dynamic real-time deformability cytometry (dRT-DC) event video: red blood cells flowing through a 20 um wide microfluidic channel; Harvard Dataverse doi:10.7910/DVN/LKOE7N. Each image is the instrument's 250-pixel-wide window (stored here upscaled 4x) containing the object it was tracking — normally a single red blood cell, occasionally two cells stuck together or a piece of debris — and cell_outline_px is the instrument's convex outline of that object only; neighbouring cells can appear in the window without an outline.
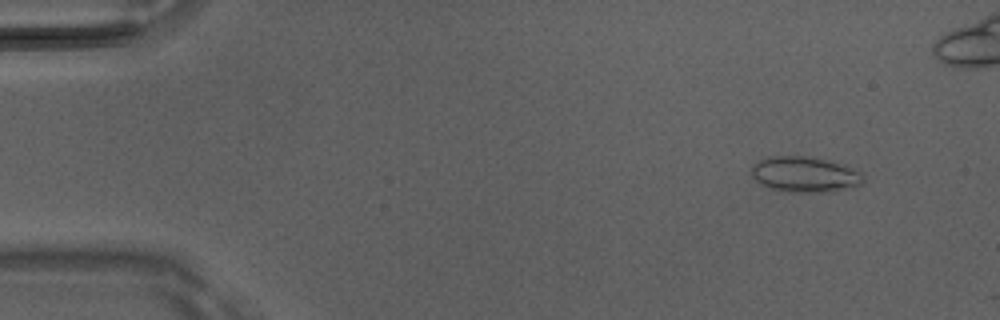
{"species": "Egyptian fruit bat (a non-hibernating species)", "species_latin": "Rousettus aegyptiacus", "temperature_condition": "room temperature", "stored_images_in_passage": 8, "camera_frame_rate_fps": 3000, "um_per_image_px": 0.085, "animal": {"sex": "male"}, "frame": {"image": 1, "passage_image": 1, "time_ms": 0.0, "image_size_px": [1000, 320], "cell_outline_px": [[864, 184], [856, 188], [832, 192], [788, 192], [768, 188], [760, 184], [752, 176], [752, 168], [760, 160], [772, 156], [800, 156], [824, 160], [844, 164], [864, 172]], "centroid_in_image_um": [68.51, 14.86], "position_along_channel_um": 16.5, "area_um2": 23.52}}